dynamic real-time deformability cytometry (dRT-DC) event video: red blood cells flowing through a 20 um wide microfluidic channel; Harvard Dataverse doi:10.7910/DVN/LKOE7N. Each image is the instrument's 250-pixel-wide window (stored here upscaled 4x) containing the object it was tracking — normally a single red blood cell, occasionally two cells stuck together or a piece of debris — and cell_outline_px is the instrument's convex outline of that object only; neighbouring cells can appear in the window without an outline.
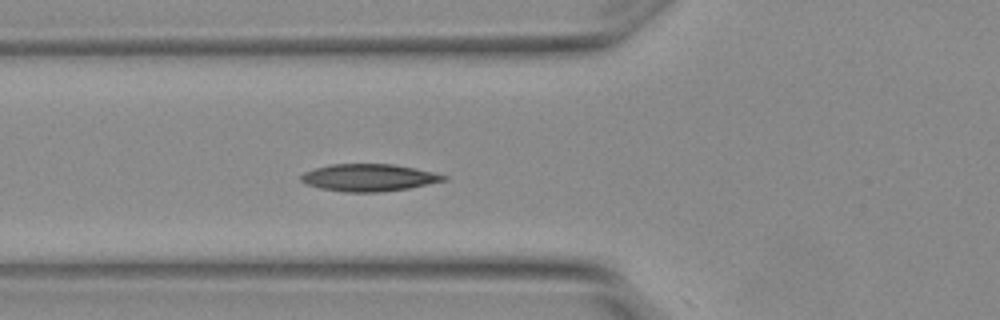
{"species": "Egyptian fruit bat (a non-hibernating species)", "species_latin": "Rousettus aegyptiacus", "temperature_condition": "warm", "stored_images_in_passage": 6, "segment_of_instrument_passage": [1, 2], "camera_frame_rate_fps": 3000, "um_per_image_px": 0.085, "animal": {"sex": "female"}, "frame": {"image": 1, "passage_image": 5, "time_ms": 1.333, "image_size_px": [1000, 320], "cell_outline_px": [[448, 180], [408, 188], [380, 192], [344, 192], [320, 188], [304, 184], [300, 180], [300, 176], [304, 172], [316, 168], [332, 164], [392, 164], [432, 172], [448, 176]], "centroid_in_image_um": [31.32, 15.1], "position_along_channel_um": 94.5, "area_um2": 22.54}}